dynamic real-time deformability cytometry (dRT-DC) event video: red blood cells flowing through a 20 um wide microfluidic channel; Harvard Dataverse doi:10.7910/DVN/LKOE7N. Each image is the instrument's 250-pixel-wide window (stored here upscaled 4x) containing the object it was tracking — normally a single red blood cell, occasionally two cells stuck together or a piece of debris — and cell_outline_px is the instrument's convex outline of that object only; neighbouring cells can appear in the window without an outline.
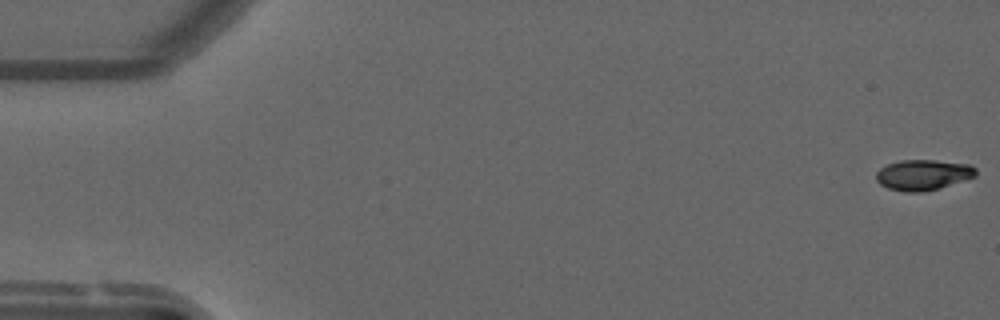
{"species": "common noctule bat (a hibernating species)", "species_latin": "Nyctalus noctula", "temperature_condition": "warm", "stored_images_in_passage": 55, "camera_frame_rate_fps": 3000, "um_per_image_px": 0.085, "animal": {"sex": "male", "forearm_length_mm": 52.5}, "frame": {"image": 1, "passage_image": 1, "time_ms": 0.0, "image_size_px": [1000, 320], "cell_outline_px": [[976, 176], [940, 188], [920, 192], [904, 192], [888, 188], [880, 184], [876, 180], [876, 172], [880, 168], [888, 164], [900, 160], [936, 160], [968, 164], [976, 168]], "centroid_in_image_um": [78.45, 14.86], "position_along_channel_um": 6.6, "area_um2": 17.74}}
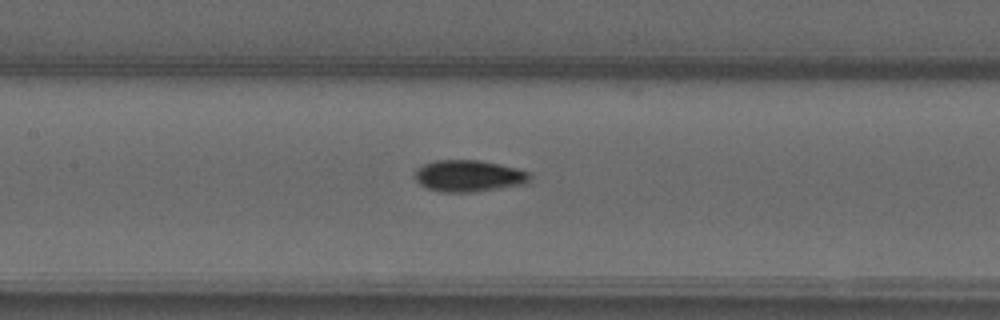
{"frame": {"image": 2, "passage_image": 26, "time_ms": 8.333, "image_size_px": [1000, 320], "cell_outline_px": [[532, 176], [528, 184], [476, 192], [440, 192], [428, 188], [420, 184], [412, 176], [416, 168], [424, 164], [436, 160], [480, 160], [500, 164], [516, 168], [528, 172]], "centroid_in_image_um": [39.85, 14.96], "position_along_channel_um": 167.5, "area_um2": 21.56}}
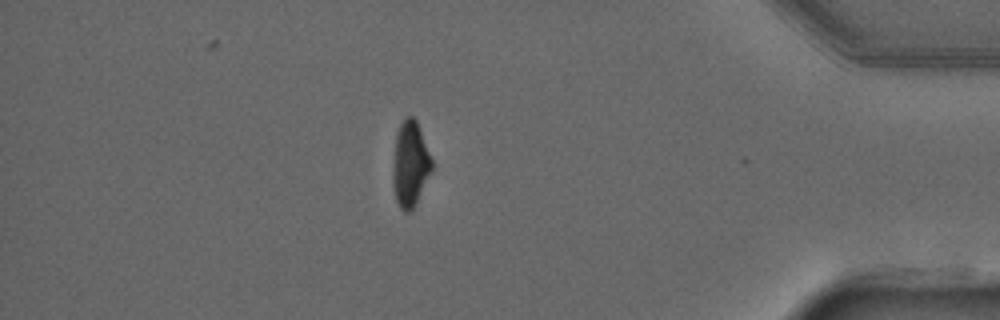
{"frame": {"image": 3, "passage_image": 48, "time_ms": 15.667, "image_size_px": [1000, 320], "cell_outline_px": [[432, 168], [412, 208], [408, 212], [404, 212], [400, 208], [396, 200], [392, 180], [392, 176], [396, 136], [400, 124], [404, 116], [412, 116], [416, 120], [432, 160]], "centroid_in_image_um": [34.84, 13.91], "position_along_channel_um": 400.4, "area_um2": 18.79}, "authors_computed_cell_mechanics": {"area_um2": 19.7098, "velocity_mm_per_s": 3.7276, "shape_relaxation_time_tau1_ms": 4.2691, "shape_relaxation_time_tau2_ms": 1.2627, "deformation_change_tau1": 0.1883, "deformation_change_tau2": 0.0471}}